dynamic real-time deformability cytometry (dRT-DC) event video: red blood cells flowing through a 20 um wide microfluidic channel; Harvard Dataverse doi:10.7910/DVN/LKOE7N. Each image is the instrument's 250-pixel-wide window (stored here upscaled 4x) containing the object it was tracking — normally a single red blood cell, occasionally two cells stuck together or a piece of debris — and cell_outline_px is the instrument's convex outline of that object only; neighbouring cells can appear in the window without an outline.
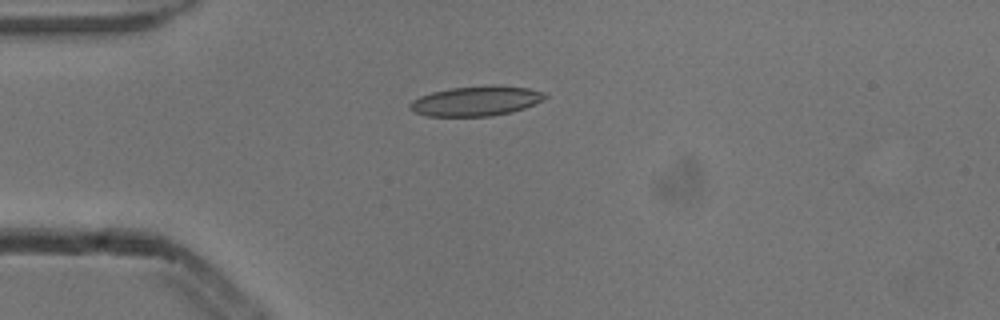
{"species": "common noctule bat (a hibernating species)", "species_latin": "Nyctalus noctula", "temperature_condition": "cold", "stored_images_in_passage": 8, "camera_frame_rate_fps": 3000, "um_per_image_px": 0.085, "animal": {"sex": "male", "body_mass_g": 13.3}, "frame": {"image": 1, "passage_image": 5, "time_ms": 1.333, "image_size_px": [1000, 320], "cell_outline_px": [[548, 96], [544, 100], [536, 104], [524, 108], [492, 116], [424, 116], [408, 108], [408, 104], [412, 100], [420, 96], [432, 92], [448, 88], [488, 84], [500, 84], [528, 88], [544, 92]], "centroid_in_image_um": [40.48, 8.56], "position_along_channel_um": 44.5, "area_um2": 23.93}}
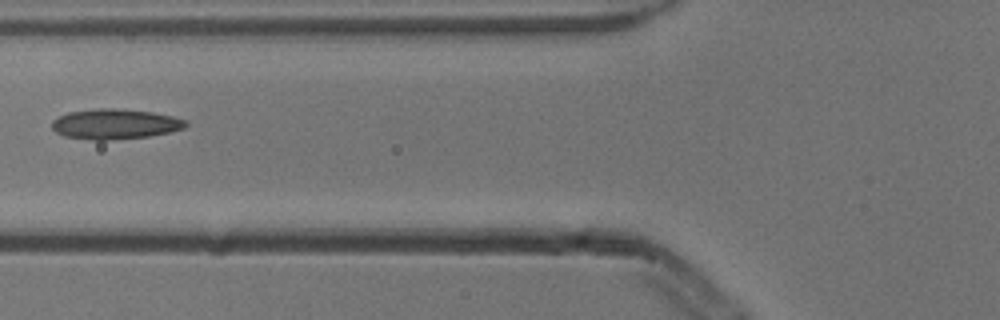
{"frame": {"image": 2, "passage_image": 7, "time_ms": 2.0, "image_size_px": [1000, 320], "cell_outline_px": [[188, 124], [184, 128], [172, 132], [148, 136], [112, 140], [92, 140], [64, 136], [56, 132], [52, 128], [52, 120], [68, 112], [96, 108], [120, 108], [152, 112], [172, 116], [188, 120]], "centroid_in_image_um": [9.8, 10.54], "position_along_channel_um": 116.0, "area_um2": 23.76}}
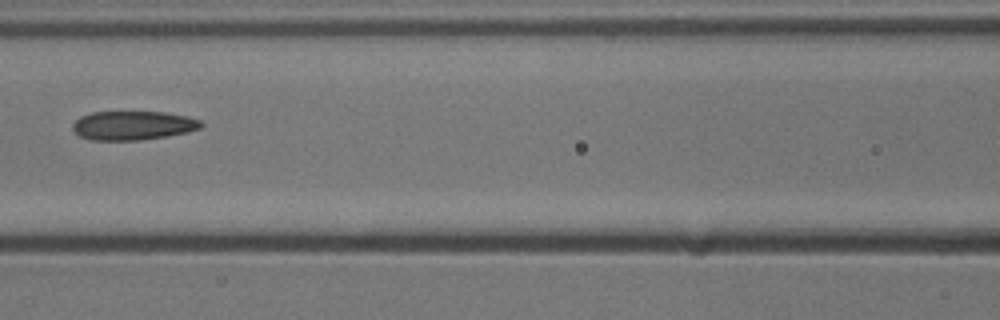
{"frame": {"image": 3, "passage_image": 8, "time_ms": 2.333, "image_size_px": [1000, 320], "cell_outline_px": [[204, 124], [200, 128], [188, 132], [168, 136], [140, 140], [92, 140], [80, 136], [72, 128], [72, 124], [80, 116], [92, 112], [164, 112], [188, 116], [200, 120]], "centroid_in_image_um": [11.32, 10.66], "position_along_channel_um": 155.3, "area_um2": 21.73}}